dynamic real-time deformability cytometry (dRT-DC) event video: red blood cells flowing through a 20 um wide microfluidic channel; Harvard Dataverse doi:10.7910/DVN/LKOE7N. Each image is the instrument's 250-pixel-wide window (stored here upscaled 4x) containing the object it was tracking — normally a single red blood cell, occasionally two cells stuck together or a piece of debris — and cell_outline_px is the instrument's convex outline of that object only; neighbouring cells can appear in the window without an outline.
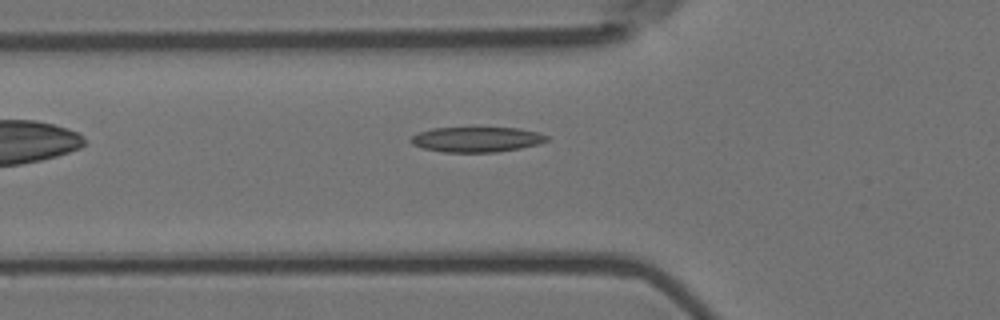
{"species": "Egyptian fruit bat (a non-hibernating species)", "species_latin": "Rousettus aegyptiacus", "temperature_condition": "room temperature", "stored_images_in_passage": 6, "camera_frame_rate_fps": 3000, "um_per_image_px": 0.085, "animal": {"sex": "female"}, "frame": {"image": 1, "passage_image": 6, "time_ms": 1.667, "image_size_px": [1000, 320], "cell_outline_px": [[548, 140], [540, 144], [520, 148], [496, 152], [444, 152], [424, 148], [412, 144], [408, 140], [412, 136], [420, 132], [432, 128], [520, 128], [540, 132], [548, 136]], "centroid_in_image_um": [40.55, 11.85], "position_along_channel_um": 85.3, "area_um2": 19.94}}